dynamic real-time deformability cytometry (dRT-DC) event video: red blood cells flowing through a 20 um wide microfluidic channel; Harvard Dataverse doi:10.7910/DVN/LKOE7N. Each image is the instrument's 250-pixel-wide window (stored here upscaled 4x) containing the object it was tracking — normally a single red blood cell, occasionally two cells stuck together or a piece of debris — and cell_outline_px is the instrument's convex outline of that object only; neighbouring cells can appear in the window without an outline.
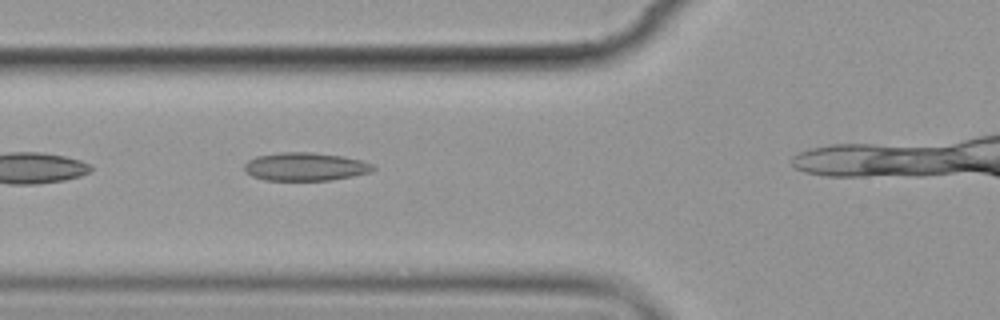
{"species": "common noctule bat (a hibernating species)", "species_latin": "Nyctalus noctula", "temperature_condition": "cold", "stored_images_in_passage": 4, "camera_frame_rate_fps": 3000, "um_per_image_px": 0.085, "animal": {"sex": "female", "body_mass_g": 19.9}, "frame": {"image": 1, "passage_image": 3, "time_ms": 2.333, "image_size_px": [1000, 320], "cell_outline_px": [[376, 168], [368, 172], [352, 176], [332, 180], [264, 180], [252, 176], [244, 172], [244, 164], [248, 160], [256, 156], [280, 152], [312, 152], [344, 156], [360, 160], [372, 164]], "centroid_in_image_um": [25.9, 14.16], "position_along_channel_um": 99.9, "area_um2": 21.21}}